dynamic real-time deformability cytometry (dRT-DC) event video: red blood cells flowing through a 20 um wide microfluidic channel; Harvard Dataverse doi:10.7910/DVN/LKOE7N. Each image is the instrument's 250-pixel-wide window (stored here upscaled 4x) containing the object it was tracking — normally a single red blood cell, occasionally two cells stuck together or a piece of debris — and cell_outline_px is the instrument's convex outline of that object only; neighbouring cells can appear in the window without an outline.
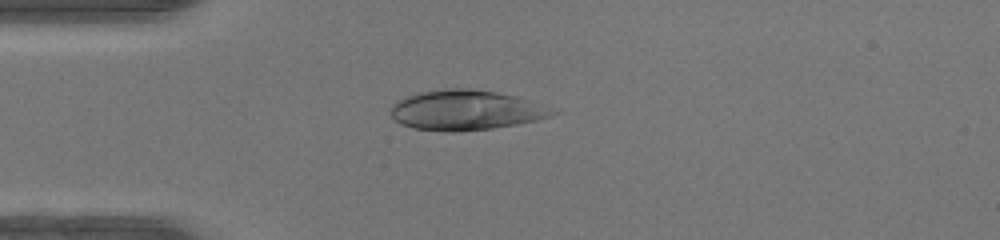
{"species": "human", "species_latin": "Homo sapiens", "temperature_condition": "warm", "stored_images_in_passage": 36, "camera_frame_rate_fps": 3000, "um_per_image_px": 0.085, "donor": {"sex": "female"}, "frame": {"image": 1, "passage_image": 1, "time_ms": 0.0, "image_size_px": [1000, 240], "cell_outline_px": [[560, 112], [552, 116], [536, 120], [516, 124], [492, 128], [456, 132], [444, 132], [412, 128], [400, 124], [388, 112], [392, 104], [396, 100], [416, 92], [444, 88], [472, 88], [496, 92], [528, 100]], "centroid_in_image_um": [39.5, 9.36], "position_along_channel_um": 45.5, "area_um2": 37.92}}
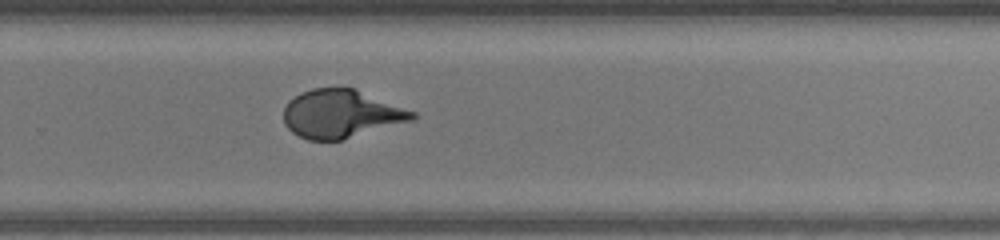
{"frame": {"image": 2, "passage_image": 20, "time_ms": 6.333, "image_size_px": [1000, 240], "cell_outline_px": [[416, 116], [412, 120], [340, 140], [308, 140], [292, 132], [284, 124], [284, 108], [288, 100], [300, 92], [312, 88], [352, 88], [416, 112]], "centroid_in_image_um": [28.94, 9.67], "position_along_channel_um": 300.9, "area_um2": 35.72}}
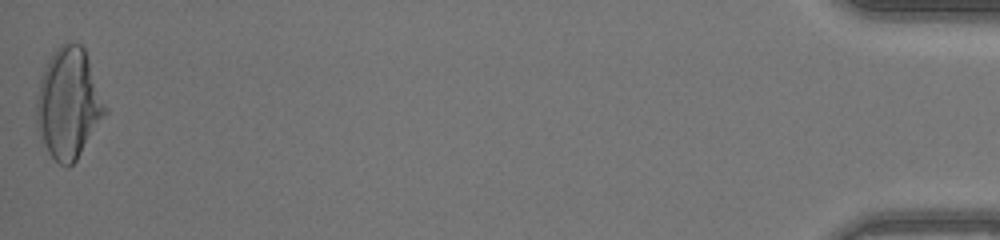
{"frame": {"image": 3, "passage_image": 36, "time_ms": 11.667, "image_size_px": [1000, 240], "cell_outline_px": [[108, 112], [76, 160], [68, 168], [64, 168], [48, 152], [40, 136], [36, 124], [36, 96], [40, 76], [52, 52], [60, 44], [72, 40], [80, 44], [84, 48], [108, 108]], "centroid_in_image_um": [5.83, 8.77], "position_along_channel_um": 429.4, "area_um2": 44.62}, "authors_computed_cell_mechanics": {"area_um2": 37.0209, "velocity_mm_per_s": 4.3287, "shape_relaxation_time_tau1_ms": 5.4013, "shape_relaxation_time_tau2_ms": null, "deformation_change_tau1": 0.2873, "deformation_change_tau2": null}}